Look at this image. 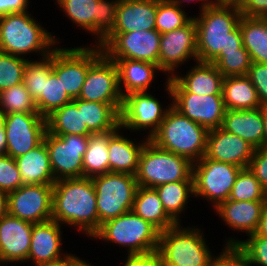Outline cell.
Masks as SVG:
<instances>
[{
	"label": "cell",
	"instance_id": "cell-1",
	"mask_svg": "<svg viewBox=\"0 0 267 266\" xmlns=\"http://www.w3.org/2000/svg\"><path fill=\"white\" fill-rule=\"evenodd\" d=\"M193 17L197 29V57L211 63L220 52L236 51L242 45L239 21L241 12L235 4H213Z\"/></svg>",
	"mask_w": 267,
	"mask_h": 266
},
{
	"label": "cell",
	"instance_id": "cell-2",
	"mask_svg": "<svg viewBox=\"0 0 267 266\" xmlns=\"http://www.w3.org/2000/svg\"><path fill=\"white\" fill-rule=\"evenodd\" d=\"M52 220L77 226L79 231L90 237L99 230L96 191L91 178L55 181Z\"/></svg>",
	"mask_w": 267,
	"mask_h": 266
},
{
	"label": "cell",
	"instance_id": "cell-3",
	"mask_svg": "<svg viewBox=\"0 0 267 266\" xmlns=\"http://www.w3.org/2000/svg\"><path fill=\"white\" fill-rule=\"evenodd\" d=\"M56 40L27 11L0 17V52L24 57L35 51L43 58L53 52Z\"/></svg>",
	"mask_w": 267,
	"mask_h": 266
},
{
	"label": "cell",
	"instance_id": "cell-4",
	"mask_svg": "<svg viewBox=\"0 0 267 266\" xmlns=\"http://www.w3.org/2000/svg\"><path fill=\"white\" fill-rule=\"evenodd\" d=\"M208 130L172 106L157 132L149 139L158 148L186 157L192 163L205 154Z\"/></svg>",
	"mask_w": 267,
	"mask_h": 266
},
{
	"label": "cell",
	"instance_id": "cell-5",
	"mask_svg": "<svg viewBox=\"0 0 267 266\" xmlns=\"http://www.w3.org/2000/svg\"><path fill=\"white\" fill-rule=\"evenodd\" d=\"M193 163L186 157L158 148L148 140L139 156L138 186L155 188L164 183L193 181Z\"/></svg>",
	"mask_w": 267,
	"mask_h": 266
},
{
	"label": "cell",
	"instance_id": "cell-6",
	"mask_svg": "<svg viewBox=\"0 0 267 266\" xmlns=\"http://www.w3.org/2000/svg\"><path fill=\"white\" fill-rule=\"evenodd\" d=\"M92 237L126 247L128 254H142L157 251L160 231L131 210L101 224Z\"/></svg>",
	"mask_w": 267,
	"mask_h": 266
},
{
	"label": "cell",
	"instance_id": "cell-7",
	"mask_svg": "<svg viewBox=\"0 0 267 266\" xmlns=\"http://www.w3.org/2000/svg\"><path fill=\"white\" fill-rule=\"evenodd\" d=\"M180 224L160 232L157 251L164 266H210L214 256L199 228Z\"/></svg>",
	"mask_w": 267,
	"mask_h": 266
},
{
	"label": "cell",
	"instance_id": "cell-8",
	"mask_svg": "<svg viewBox=\"0 0 267 266\" xmlns=\"http://www.w3.org/2000/svg\"><path fill=\"white\" fill-rule=\"evenodd\" d=\"M91 179L96 191L99 229L107 220L132 210L138 188L135 175L108 172Z\"/></svg>",
	"mask_w": 267,
	"mask_h": 266
},
{
	"label": "cell",
	"instance_id": "cell-9",
	"mask_svg": "<svg viewBox=\"0 0 267 266\" xmlns=\"http://www.w3.org/2000/svg\"><path fill=\"white\" fill-rule=\"evenodd\" d=\"M241 169L203 156L193 163L194 195L210 200L215 209L220 203L228 200Z\"/></svg>",
	"mask_w": 267,
	"mask_h": 266
},
{
	"label": "cell",
	"instance_id": "cell-10",
	"mask_svg": "<svg viewBox=\"0 0 267 266\" xmlns=\"http://www.w3.org/2000/svg\"><path fill=\"white\" fill-rule=\"evenodd\" d=\"M90 135H55L47 130L43 141L49 153L55 181L83 177V155Z\"/></svg>",
	"mask_w": 267,
	"mask_h": 266
},
{
	"label": "cell",
	"instance_id": "cell-11",
	"mask_svg": "<svg viewBox=\"0 0 267 266\" xmlns=\"http://www.w3.org/2000/svg\"><path fill=\"white\" fill-rule=\"evenodd\" d=\"M160 37L156 29L109 33L99 46L109 59L138 60L159 67Z\"/></svg>",
	"mask_w": 267,
	"mask_h": 266
},
{
	"label": "cell",
	"instance_id": "cell-12",
	"mask_svg": "<svg viewBox=\"0 0 267 266\" xmlns=\"http://www.w3.org/2000/svg\"><path fill=\"white\" fill-rule=\"evenodd\" d=\"M95 46L54 47L53 72L61 78L63 88L72 99L79 97L88 69L104 54L99 45Z\"/></svg>",
	"mask_w": 267,
	"mask_h": 266
},
{
	"label": "cell",
	"instance_id": "cell-13",
	"mask_svg": "<svg viewBox=\"0 0 267 266\" xmlns=\"http://www.w3.org/2000/svg\"><path fill=\"white\" fill-rule=\"evenodd\" d=\"M78 99L110 104L120 114L123 96L118 69L105 54L88 69Z\"/></svg>",
	"mask_w": 267,
	"mask_h": 266
},
{
	"label": "cell",
	"instance_id": "cell-14",
	"mask_svg": "<svg viewBox=\"0 0 267 266\" xmlns=\"http://www.w3.org/2000/svg\"><path fill=\"white\" fill-rule=\"evenodd\" d=\"M168 109L152 94L134 92L123 97L120 111V128L135 130L148 129L147 139H150L159 129ZM151 129V130H150Z\"/></svg>",
	"mask_w": 267,
	"mask_h": 266
},
{
	"label": "cell",
	"instance_id": "cell-15",
	"mask_svg": "<svg viewBox=\"0 0 267 266\" xmlns=\"http://www.w3.org/2000/svg\"><path fill=\"white\" fill-rule=\"evenodd\" d=\"M53 185L23 184L8 194V214L31 223L52 220Z\"/></svg>",
	"mask_w": 267,
	"mask_h": 266
},
{
	"label": "cell",
	"instance_id": "cell-16",
	"mask_svg": "<svg viewBox=\"0 0 267 266\" xmlns=\"http://www.w3.org/2000/svg\"><path fill=\"white\" fill-rule=\"evenodd\" d=\"M4 129L6 132L7 152L17 158L38 146L44 138L46 118L39 113L6 114Z\"/></svg>",
	"mask_w": 267,
	"mask_h": 266
},
{
	"label": "cell",
	"instance_id": "cell-17",
	"mask_svg": "<svg viewBox=\"0 0 267 266\" xmlns=\"http://www.w3.org/2000/svg\"><path fill=\"white\" fill-rule=\"evenodd\" d=\"M166 91L172 98V107L180 114L200 124L207 130L220 128L225 115L222 94L197 95L194 93H171L166 81Z\"/></svg>",
	"mask_w": 267,
	"mask_h": 266
},
{
	"label": "cell",
	"instance_id": "cell-18",
	"mask_svg": "<svg viewBox=\"0 0 267 266\" xmlns=\"http://www.w3.org/2000/svg\"><path fill=\"white\" fill-rule=\"evenodd\" d=\"M159 69L173 77L175 69L197 57V29L194 18L181 28L161 34L159 43Z\"/></svg>",
	"mask_w": 267,
	"mask_h": 266
},
{
	"label": "cell",
	"instance_id": "cell-19",
	"mask_svg": "<svg viewBox=\"0 0 267 266\" xmlns=\"http://www.w3.org/2000/svg\"><path fill=\"white\" fill-rule=\"evenodd\" d=\"M255 148L222 127L208 130L204 156L218 162L247 168Z\"/></svg>",
	"mask_w": 267,
	"mask_h": 266
},
{
	"label": "cell",
	"instance_id": "cell-20",
	"mask_svg": "<svg viewBox=\"0 0 267 266\" xmlns=\"http://www.w3.org/2000/svg\"><path fill=\"white\" fill-rule=\"evenodd\" d=\"M33 224L10 214L0 219V265L27 262Z\"/></svg>",
	"mask_w": 267,
	"mask_h": 266
},
{
	"label": "cell",
	"instance_id": "cell-21",
	"mask_svg": "<svg viewBox=\"0 0 267 266\" xmlns=\"http://www.w3.org/2000/svg\"><path fill=\"white\" fill-rule=\"evenodd\" d=\"M186 74L184 77L175 74L167 78L171 93L222 94L224 77L213 63L197 61L196 66Z\"/></svg>",
	"mask_w": 267,
	"mask_h": 266
},
{
	"label": "cell",
	"instance_id": "cell-22",
	"mask_svg": "<svg viewBox=\"0 0 267 266\" xmlns=\"http://www.w3.org/2000/svg\"><path fill=\"white\" fill-rule=\"evenodd\" d=\"M61 233V225L54 220L33 224L27 261L32 260L37 266L67 257L68 254H61Z\"/></svg>",
	"mask_w": 267,
	"mask_h": 266
},
{
	"label": "cell",
	"instance_id": "cell-23",
	"mask_svg": "<svg viewBox=\"0 0 267 266\" xmlns=\"http://www.w3.org/2000/svg\"><path fill=\"white\" fill-rule=\"evenodd\" d=\"M157 0H119L110 33L156 29Z\"/></svg>",
	"mask_w": 267,
	"mask_h": 266
},
{
	"label": "cell",
	"instance_id": "cell-24",
	"mask_svg": "<svg viewBox=\"0 0 267 266\" xmlns=\"http://www.w3.org/2000/svg\"><path fill=\"white\" fill-rule=\"evenodd\" d=\"M221 127L241 137L255 149L263 148V106L253 110L226 109Z\"/></svg>",
	"mask_w": 267,
	"mask_h": 266
},
{
	"label": "cell",
	"instance_id": "cell-25",
	"mask_svg": "<svg viewBox=\"0 0 267 266\" xmlns=\"http://www.w3.org/2000/svg\"><path fill=\"white\" fill-rule=\"evenodd\" d=\"M266 201H235L226 200L215 209L228 227L247 236L254 234L258 228L261 214Z\"/></svg>",
	"mask_w": 267,
	"mask_h": 266
},
{
	"label": "cell",
	"instance_id": "cell-26",
	"mask_svg": "<svg viewBox=\"0 0 267 266\" xmlns=\"http://www.w3.org/2000/svg\"><path fill=\"white\" fill-rule=\"evenodd\" d=\"M110 60L116 63L119 89L123 97L134 92H147L155 73L160 70L154 63L130 59ZM122 84L124 86H121Z\"/></svg>",
	"mask_w": 267,
	"mask_h": 266
},
{
	"label": "cell",
	"instance_id": "cell-27",
	"mask_svg": "<svg viewBox=\"0 0 267 266\" xmlns=\"http://www.w3.org/2000/svg\"><path fill=\"white\" fill-rule=\"evenodd\" d=\"M23 184L55 183L49 153L44 141L26 154L15 158Z\"/></svg>",
	"mask_w": 267,
	"mask_h": 266
},
{
	"label": "cell",
	"instance_id": "cell-28",
	"mask_svg": "<svg viewBox=\"0 0 267 266\" xmlns=\"http://www.w3.org/2000/svg\"><path fill=\"white\" fill-rule=\"evenodd\" d=\"M118 128L110 137L108 144L109 172L136 175L139 156L146 140L139 144L119 134Z\"/></svg>",
	"mask_w": 267,
	"mask_h": 266
},
{
	"label": "cell",
	"instance_id": "cell-29",
	"mask_svg": "<svg viewBox=\"0 0 267 266\" xmlns=\"http://www.w3.org/2000/svg\"><path fill=\"white\" fill-rule=\"evenodd\" d=\"M222 96L228 110H253L262 107L257 91L247 75L224 77Z\"/></svg>",
	"mask_w": 267,
	"mask_h": 266
},
{
	"label": "cell",
	"instance_id": "cell-30",
	"mask_svg": "<svg viewBox=\"0 0 267 266\" xmlns=\"http://www.w3.org/2000/svg\"><path fill=\"white\" fill-rule=\"evenodd\" d=\"M47 131L55 135H90L82 117V100L73 99L71 102L55 109L46 117Z\"/></svg>",
	"mask_w": 267,
	"mask_h": 266
},
{
	"label": "cell",
	"instance_id": "cell-31",
	"mask_svg": "<svg viewBox=\"0 0 267 266\" xmlns=\"http://www.w3.org/2000/svg\"><path fill=\"white\" fill-rule=\"evenodd\" d=\"M132 211L150 222L160 232L174 227L177 223L166 213L158 193L154 188L138 186Z\"/></svg>",
	"mask_w": 267,
	"mask_h": 266
},
{
	"label": "cell",
	"instance_id": "cell-32",
	"mask_svg": "<svg viewBox=\"0 0 267 266\" xmlns=\"http://www.w3.org/2000/svg\"><path fill=\"white\" fill-rule=\"evenodd\" d=\"M238 25L251 61L267 64V18L241 16Z\"/></svg>",
	"mask_w": 267,
	"mask_h": 266
},
{
	"label": "cell",
	"instance_id": "cell-33",
	"mask_svg": "<svg viewBox=\"0 0 267 266\" xmlns=\"http://www.w3.org/2000/svg\"><path fill=\"white\" fill-rule=\"evenodd\" d=\"M116 130L91 133L83 155V177L92 178L109 172V137Z\"/></svg>",
	"mask_w": 267,
	"mask_h": 266
},
{
	"label": "cell",
	"instance_id": "cell-34",
	"mask_svg": "<svg viewBox=\"0 0 267 266\" xmlns=\"http://www.w3.org/2000/svg\"><path fill=\"white\" fill-rule=\"evenodd\" d=\"M159 195L166 213L181 224L179 214H182L190 195L194 196L193 181H177L164 183L154 188Z\"/></svg>",
	"mask_w": 267,
	"mask_h": 266
},
{
	"label": "cell",
	"instance_id": "cell-35",
	"mask_svg": "<svg viewBox=\"0 0 267 266\" xmlns=\"http://www.w3.org/2000/svg\"><path fill=\"white\" fill-rule=\"evenodd\" d=\"M82 117L91 133L120 128V114L107 103L82 100Z\"/></svg>",
	"mask_w": 267,
	"mask_h": 266
},
{
	"label": "cell",
	"instance_id": "cell-36",
	"mask_svg": "<svg viewBox=\"0 0 267 266\" xmlns=\"http://www.w3.org/2000/svg\"><path fill=\"white\" fill-rule=\"evenodd\" d=\"M99 0H56L67 17L78 27L98 38Z\"/></svg>",
	"mask_w": 267,
	"mask_h": 266
},
{
	"label": "cell",
	"instance_id": "cell-37",
	"mask_svg": "<svg viewBox=\"0 0 267 266\" xmlns=\"http://www.w3.org/2000/svg\"><path fill=\"white\" fill-rule=\"evenodd\" d=\"M73 99L67 94L61 83V78L52 72L44 76V86L41 97L35 102L38 113L47 117L55 109L71 102Z\"/></svg>",
	"mask_w": 267,
	"mask_h": 266
},
{
	"label": "cell",
	"instance_id": "cell-38",
	"mask_svg": "<svg viewBox=\"0 0 267 266\" xmlns=\"http://www.w3.org/2000/svg\"><path fill=\"white\" fill-rule=\"evenodd\" d=\"M52 72L53 52L43 57L41 61H27L24 71L23 83L35 102L42 95L44 76H49Z\"/></svg>",
	"mask_w": 267,
	"mask_h": 266
},
{
	"label": "cell",
	"instance_id": "cell-39",
	"mask_svg": "<svg viewBox=\"0 0 267 266\" xmlns=\"http://www.w3.org/2000/svg\"><path fill=\"white\" fill-rule=\"evenodd\" d=\"M228 199L235 201H267V192L247 167L240 170Z\"/></svg>",
	"mask_w": 267,
	"mask_h": 266
},
{
	"label": "cell",
	"instance_id": "cell-40",
	"mask_svg": "<svg viewBox=\"0 0 267 266\" xmlns=\"http://www.w3.org/2000/svg\"><path fill=\"white\" fill-rule=\"evenodd\" d=\"M0 109L5 114L38 113L35 101L23 82L0 92Z\"/></svg>",
	"mask_w": 267,
	"mask_h": 266
},
{
	"label": "cell",
	"instance_id": "cell-41",
	"mask_svg": "<svg viewBox=\"0 0 267 266\" xmlns=\"http://www.w3.org/2000/svg\"><path fill=\"white\" fill-rule=\"evenodd\" d=\"M182 9L171 0H157L156 30L164 34L186 25L193 17H187Z\"/></svg>",
	"mask_w": 267,
	"mask_h": 266
},
{
	"label": "cell",
	"instance_id": "cell-42",
	"mask_svg": "<svg viewBox=\"0 0 267 266\" xmlns=\"http://www.w3.org/2000/svg\"><path fill=\"white\" fill-rule=\"evenodd\" d=\"M211 63L216 66L223 77H228L247 75L252 61L248 51L242 45L236 51L220 52Z\"/></svg>",
	"mask_w": 267,
	"mask_h": 266
},
{
	"label": "cell",
	"instance_id": "cell-43",
	"mask_svg": "<svg viewBox=\"0 0 267 266\" xmlns=\"http://www.w3.org/2000/svg\"><path fill=\"white\" fill-rule=\"evenodd\" d=\"M28 58L0 52V92L23 82Z\"/></svg>",
	"mask_w": 267,
	"mask_h": 266
},
{
	"label": "cell",
	"instance_id": "cell-44",
	"mask_svg": "<svg viewBox=\"0 0 267 266\" xmlns=\"http://www.w3.org/2000/svg\"><path fill=\"white\" fill-rule=\"evenodd\" d=\"M226 246H237L248 258L250 265L267 266V237L249 236L247 240L227 239Z\"/></svg>",
	"mask_w": 267,
	"mask_h": 266
},
{
	"label": "cell",
	"instance_id": "cell-45",
	"mask_svg": "<svg viewBox=\"0 0 267 266\" xmlns=\"http://www.w3.org/2000/svg\"><path fill=\"white\" fill-rule=\"evenodd\" d=\"M23 185L16 161L9 155H0V192L9 194Z\"/></svg>",
	"mask_w": 267,
	"mask_h": 266
},
{
	"label": "cell",
	"instance_id": "cell-46",
	"mask_svg": "<svg viewBox=\"0 0 267 266\" xmlns=\"http://www.w3.org/2000/svg\"><path fill=\"white\" fill-rule=\"evenodd\" d=\"M119 0H99L98 1V39L99 45L102 40L112 31L116 19V11Z\"/></svg>",
	"mask_w": 267,
	"mask_h": 266
},
{
	"label": "cell",
	"instance_id": "cell-47",
	"mask_svg": "<svg viewBox=\"0 0 267 266\" xmlns=\"http://www.w3.org/2000/svg\"><path fill=\"white\" fill-rule=\"evenodd\" d=\"M247 76L257 91L261 105H267V64L252 62Z\"/></svg>",
	"mask_w": 267,
	"mask_h": 266
},
{
	"label": "cell",
	"instance_id": "cell-48",
	"mask_svg": "<svg viewBox=\"0 0 267 266\" xmlns=\"http://www.w3.org/2000/svg\"><path fill=\"white\" fill-rule=\"evenodd\" d=\"M220 255L213 257L210 266H251L247 256L237 246H225Z\"/></svg>",
	"mask_w": 267,
	"mask_h": 266
},
{
	"label": "cell",
	"instance_id": "cell-49",
	"mask_svg": "<svg viewBox=\"0 0 267 266\" xmlns=\"http://www.w3.org/2000/svg\"><path fill=\"white\" fill-rule=\"evenodd\" d=\"M248 169L260 182L262 188L267 192V149H255L249 162Z\"/></svg>",
	"mask_w": 267,
	"mask_h": 266
},
{
	"label": "cell",
	"instance_id": "cell-50",
	"mask_svg": "<svg viewBox=\"0 0 267 266\" xmlns=\"http://www.w3.org/2000/svg\"><path fill=\"white\" fill-rule=\"evenodd\" d=\"M124 266H164L161 254L158 251L128 254Z\"/></svg>",
	"mask_w": 267,
	"mask_h": 266
},
{
	"label": "cell",
	"instance_id": "cell-51",
	"mask_svg": "<svg viewBox=\"0 0 267 266\" xmlns=\"http://www.w3.org/2000/svg\"><path fill=\"white\" fill-rule=\"evenodd\" d=\"M238 7L242 16L267 18V0H242Z\"/></svg>",
	"mask_w": 267,
	"mask_h": 266
},
{
	"label": "cell",
	"instance_id": "cell-52",
	"mask_svg": "<svg viewBox=\"0 0 267 266\" xmlns=\"http://www.w3.org/2000/svg\"><path fill=\"white\" fill-rule=\"evenodd\" d=\"M29 0H0V17L11 13L26 12Z\"/></svg>",
	"mask_w": 267,
	"mask_h": 266
},
{
	"label": "cell",
	"instance_id": "cell-53",
	"mask_svg": "<svg viewBox=\"0 0 267 266\" xmlns=\"http://www.w3.org/2000/svg\"><path fill=\"white\" fill-rule=\"evenodd\" d=\"M249 236H265L267 237V201L264 205L259 225L254 234Z\"/></svg>",
	"mask_w": 267,
	"mask_h": 266
},
{
	"label": "cell",
	"instance_id": "cell-54",
	"mask_svg": "<svg viewBox=\"0 0 267 266\" xmlns=\"http://www.w3.org/2000/svg\"><path fill=\"white\" fill-rule=\"evenodd\" d=\"M8 214V194L0 192V219Z\"/></svg>",
	"mask_w": 267,
	"mask_h": 266
},
{
	"label": "cell",
	"instance_id": "cell-55",
	"mask_svg": "<svg viewBox=\"0 0 267 266\" xmlns=\"http://www.w3.org/2000/svg\"><path fill=\"white\" fill-rule=\"evenodd\" d=\"M37 266H72V254H68L67 257L52 263H44Z\"/></svg>",
	"mask_w": 267,
	"mask_h": 266
},
{
	"label": "cell",
	"instance_id": "cell-56",
	"mask_svg": "<svg viewBox=\"0 0 267 266\" xmlns=\"http://www.w3.org/2000/svg\"><path fill=\"white\" fill-rule=\"evenodd\" d=\"M7 142L5 129H0V155H6Z\"/></svg>",
	"mask_w": 267,
	"mask_h": 266
},
{
	"label": "cell",
	"instance_id": "cell-57",
	"mask_svg": "<svg viewBox=\"0 0 267 266\" xmlns=\"http://www.w3.org/2000/svg\"><path fill=\"white\" fill-rule=\"evenodd\" d=\"M174 4H177L180 8L181 7V4L184 2V0H171ZM183 1V2H182ZM192 0H185V2H191ZM199 1V0H198ZM202 1V0H200ZM214 4V1H210V0H207V1H202L201 3V8H200V12H202L206 7H209L211 5Z\"/></svg>",
	"mask_w": 267,
	"mask_h": 266
},
{
	"label": "cell",
	"instance_id": "cell-58",
	"mask_svg": "<svg viewBox=\"0 0 267 266\" xmlns=\"http://www.w3.org/2000/svg\"><path fill=\"white\" fill-rule=\"evenodd\" d=\"M263 119H264L263 148L267 149V105H263Z\"/></svg>",
	"mask_w": 267,
	"mask_h": 266
},
{
	"label": "cell",
	"instance_id": "cell-59",
	"mask_svg": "<svg viewBox=\"0 0 267 266\" xmlns=\"http://www.w3.org/2000/svg\"><path fill=\"white\" fill-rule=\"evenodd\" d=\"M72 266H91V265L89 263H86L85 260L83 261L77 256L72 255Z\"/></svg>",
	"mask_w": 267,
	"mask_h": 266
},
{
	"label": "cell",
	"instance_id": "cell-60",
	"mask_svg": "<svg viewBox=\"0 0 267 266\" xmlns=\"http://www.w3.org/2000/svg\"><path fill=\"white\" fill-rule=\"evenodd\" d=\"M242 0H214V4H235L239 5Z\"/></svg>",
	"mask_w": 267,
	"mask_h": 266
},
{
	"label": "cell",
	"instance_id": "cell-61",
	"mask_svg": "<svg viewBox=\"0 0 267 266\" xmlns=\"http://www.w3.org/2000/svg\"><path fill=\"white\" fill-rule=\"evenodd\" d=\"M6 114L0 109V129H4Z\"/></svg>",
	"mask_w": 267,
	"mask_h": 266
}]
</instances>
